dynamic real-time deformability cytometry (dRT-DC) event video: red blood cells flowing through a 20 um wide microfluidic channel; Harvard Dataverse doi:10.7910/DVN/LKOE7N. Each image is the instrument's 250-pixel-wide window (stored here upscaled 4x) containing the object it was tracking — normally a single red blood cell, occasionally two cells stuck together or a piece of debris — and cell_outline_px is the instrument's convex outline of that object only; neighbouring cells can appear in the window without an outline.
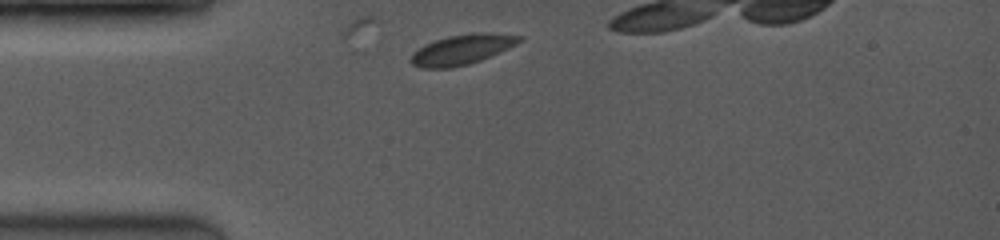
{"species": "common noctule bat (a hibernating species)", "species_latin": "Nyctalus noctula", "temperature_condition": "room temperature", "stored_images_in_passage": 26, "camera_frame_rate_fps": 3500, "um_per_image_px": 0.085, "animal": {"sex": "female", "body_mass_g": 19.0, "forearm_length_mm": 53.3}, "frame": {"image": 1, "passage_image": 1, "time_ms": 0.0, "image_size_px": [1000, 240], "cell_outline_px": [[524, 40], [500, 52], [480, 60], [468, 64], [452, 68], [420, 68], [412, 64], [408, 60], [412, 52], [424, 44], [448, 36], [472, 32], [492, 32], [520, 36]], "centroid_in_image_um": [39.23, 4.2], "position_along_channel_um": 45.8, "area_um2": 19.19}}
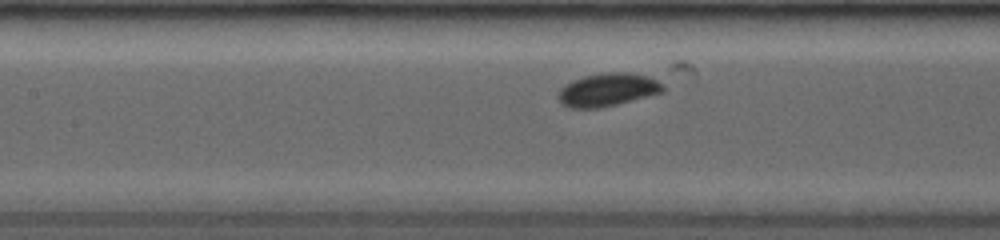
{"frame": {"image": 2, "passage_image": 11, "time_ms": 3.143, "image_size_px": [1000, 240], "cell_outline_px": [[664, 92], [600, 108], [568, 108], [560, 104], [560, 88], [572, 80], [584, 76], [604, 72], [628, 72], [648, 76], [656, 80], [664, 88]], "centroid_in_image_um": [51.63, 7.63], "position_along_channel_um": 155.8, "area_um2": 20.06}}
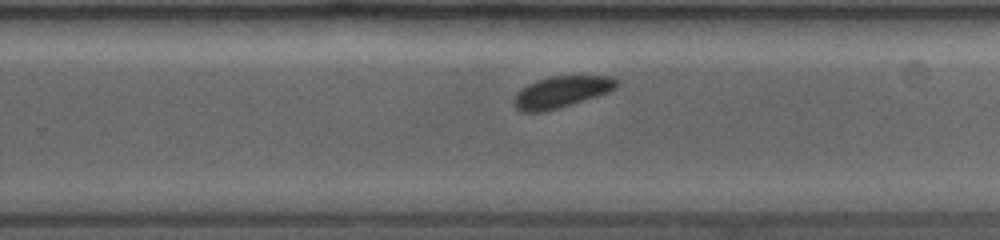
{"frame": {"image": 3, "passage_image": 21, "time_ms": 6.286, "image_size_px": [1000, 240], "cell_outline_px": [[620, 84], [616, 88], [560, 108], [544, 112], [520, 112], [512, 104], [512, 100], [516, 92], [520, 88], [536, 80], [548, 76], [612, 76], [620, 80]], "centroid_in_image_um": [47.65, 7.81], "position_along_channel_um": 282.1, "area_um2": 19.02}}